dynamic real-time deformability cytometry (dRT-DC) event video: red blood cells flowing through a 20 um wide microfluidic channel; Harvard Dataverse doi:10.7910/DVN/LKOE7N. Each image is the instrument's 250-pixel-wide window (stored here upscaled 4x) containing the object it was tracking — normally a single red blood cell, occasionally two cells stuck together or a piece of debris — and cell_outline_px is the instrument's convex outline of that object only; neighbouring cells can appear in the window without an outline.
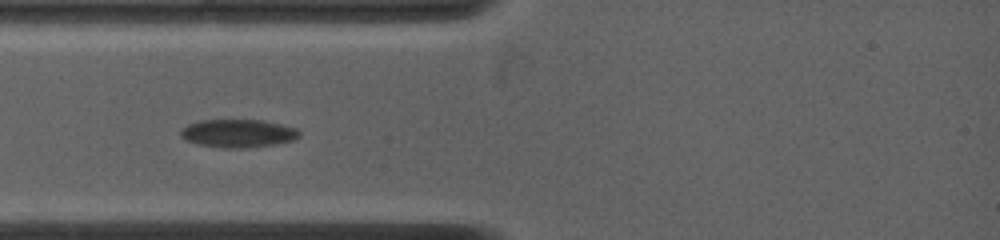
{"species": "common noctule bat (a hibernating species)", "species_latin": "Nyctalus noctula", "temperature_condition": "warm", "stored_images_in_passage": 60, "camera_frame_rate_fps": 4500, "um_per_image_px": 0.085, "animal": {"sex": "female", "body_mass_g": 19.0, "forearm_length_mm": 53.3}, "frame": {"image": 1, "passage_image": 1, "time_ms": 0.0, "image_size_px": [1000, 240], "cell_outline_px": [[300, 136], [292, 140], [272, 144], [244, 148], [224, 148], [196, 144], [184, 140], [180, 136], [180, 128], [188, 124], [200, 120], [260, 120], [280, 124], [296, 128], [300, 132]], "centroid_in_image_um": [20.16, 11.33], "position_along_channel_um": 64.8, "area_um2": 19.42}}
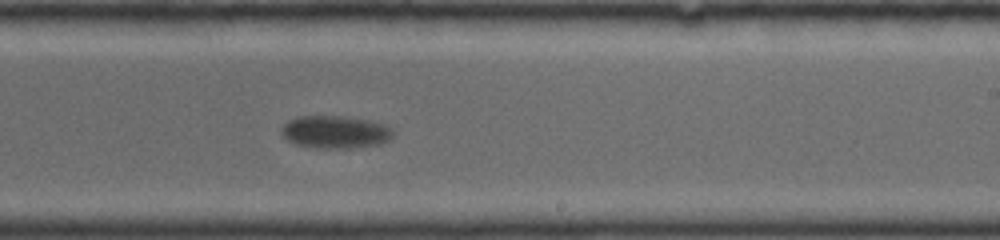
{"frame": {"image": 2, "passage_image": 23, "time_ms": 5.556, "image_size_px": [1000, 240], "cell_outline_px": [[392, 136], [388, 140], [380, 144], [348, 148], [320, 148], [296, 144], [288, 140], [280, 132], [280, 128], [288, 120], [300, 116], [340, 116], [364, 120], [384, 124], [392, 128]], "centroid_in_image_um": [28.46, 11.22], "position_along_channel_um": 260.5, "area_um2": 20.98}}
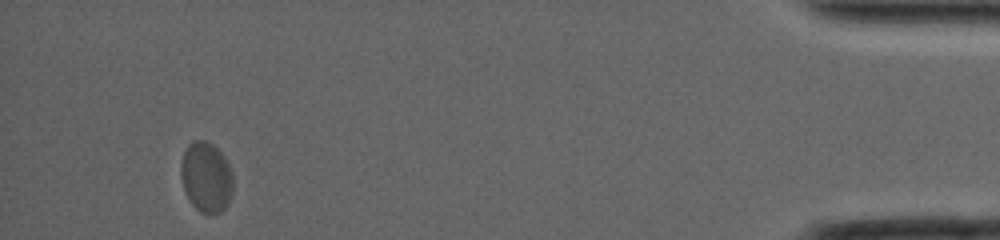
{"frame": {"image": 3, "passage_image": 53, "time_ms": 12.889, "image_size_px": [1000, 240], "cell_outline_px": [[232, 196], [228, 204], [220, 212], [212, 216], [200, 212], [188, 200], [180, 176], [180, 164], [184, 152], [188, 144], [192, 140], [208, 140], [224, 156], [232, 172]], "centroid_in_image_um": [17.52, 15.07], "position_along_channel_um": 417.7, "area_um2": 21.73}}